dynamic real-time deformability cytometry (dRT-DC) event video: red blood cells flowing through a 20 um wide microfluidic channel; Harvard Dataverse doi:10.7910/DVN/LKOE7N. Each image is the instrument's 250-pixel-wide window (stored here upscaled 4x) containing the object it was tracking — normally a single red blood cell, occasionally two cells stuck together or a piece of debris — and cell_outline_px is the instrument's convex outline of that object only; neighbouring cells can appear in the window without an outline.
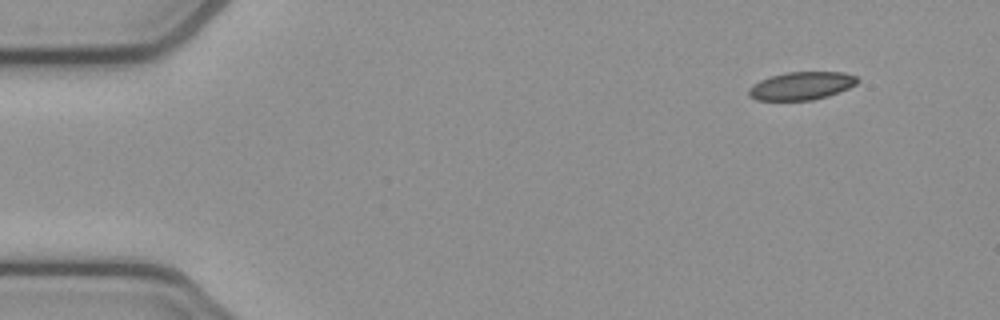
{"species": "common noctule bat (a hibernating species)", "species_latin": "Nyctalus noctula", "temperature_condition": "cold", "stored_images_in_passage": 5, "camera_frame_rate_fps": 3000, "um_per_image_px": 0.085, "animal": {"sex": "female", "body_mass_g": 21.9}, "frame": {"image": 1, "passage_image": 1, "time_ms": 0.0, "image_size_px": [1000, 320], "cell_outline_px": [[860, 80], [856, 84], [848, 88], [828, 96], [812, 100], [756, 100], [748, 96], [748, 88], [752, 84], [760, 80], [772, 76], [788, 72], [844, 72], [856, 76]], "centroid_in_image_um": [68.11, 7.3], "position_along_channel_um": 16.9, "area_um2": 17.74}}
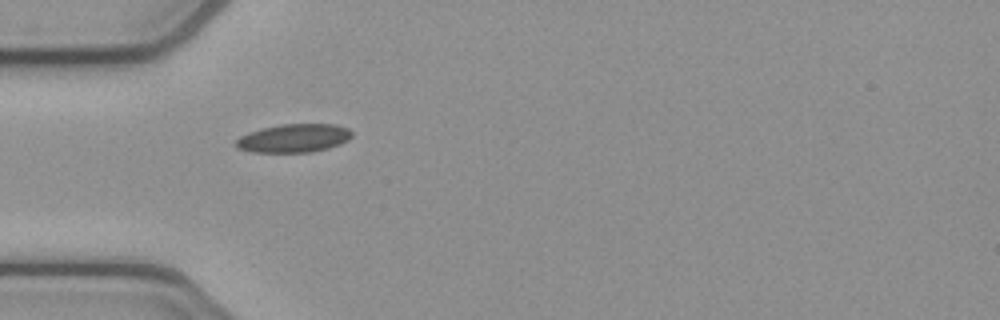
{"frame": {"image": 2, "passage_image": 4, "time_ms": 1.0, "image_size_px": [1000, 320], "cell_outline_px": [[352, 136], [348, 140], [340, 144], [328, 148], [312, 152], [252, 152], [236, 148], [232, 144], [240, 136], [260, 128], [280, 124], [336, 124], [348, 128], [352, 132]], "centroid_in_image_um": [24.95, 11.74], "position_along_channel_um": 60.1, "area_um2": 19.42}}
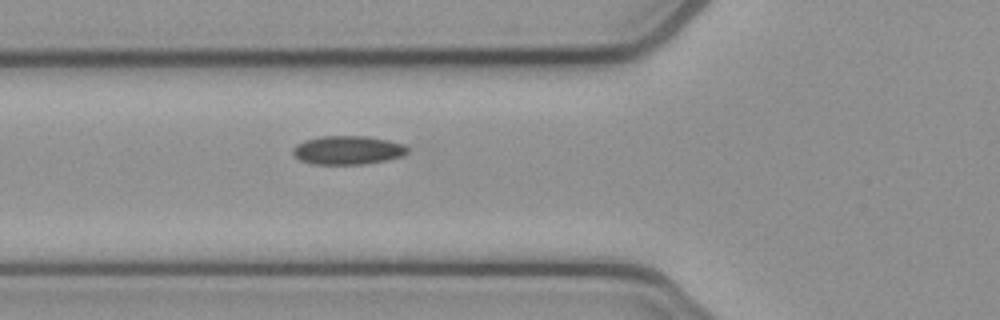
{"frame": {"image": 3, "passage_image": 5, "time_ms": 1.333, "image_size_px": [1000, 320], "cell_outline_px": [[408, 152], [400, 156], [388, 160], [364, 164], [312, 164], [300, 160], [292, 156], [292, 148], [296, 144], [304, 140], [320, 136], [368, 136], [388, 140], [404, 144], [408, 148]], "centroid_in_image_um": [29.52, 12.76], "position_along_channel_um": 96.3, "area_um2": 19.36}}